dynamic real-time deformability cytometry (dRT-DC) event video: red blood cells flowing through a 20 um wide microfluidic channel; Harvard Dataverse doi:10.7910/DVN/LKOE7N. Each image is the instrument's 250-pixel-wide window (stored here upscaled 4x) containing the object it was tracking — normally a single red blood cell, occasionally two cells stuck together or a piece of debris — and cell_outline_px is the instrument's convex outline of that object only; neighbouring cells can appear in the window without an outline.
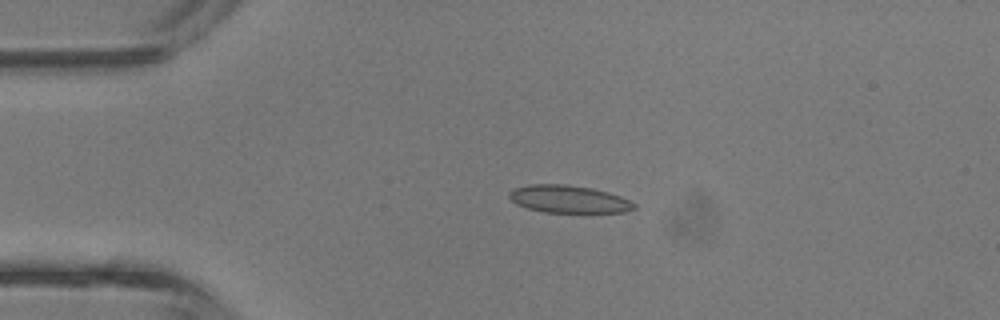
{"species": "common noctule bat (a hibernating species)", "species_latin": "Nyctalus noctula", "temperature_condition": "room temperature", "stored_images_in_passage": 33, "camera_frame_rate_fps": 3000, "um_per_image_px": 0.085, "animal": {"sex": "male", "body_mass_g": 13.3}, "frame": {"image": 1, "passage_image": 1, "time_ms": 0.0, "image_size_px": [1000, 320], "cell_outline_px": [[636, 208], [624, 212], [544, 212], [528, 208], [516, 204], [508, 196], [508, 192], [512, 188], [528, 184], [568, 184], [592, 188], [608, 192], [620, 196], [636, 204]], "centroid_in_image_um": [48.3, 16.91], "position_along_channel_um": 36.7, "area_um2": 20.11}}
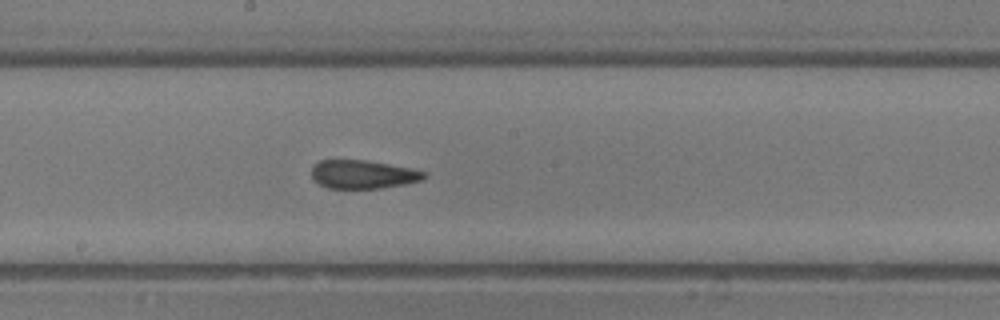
{"frame": {"image": 2, "passage_image": 14, "time_ms": 4.333, "image_size_px": [1000, 320], "cell_outline_px": [[428, 176], [424, 180], [404, 184], [380, 188], [328, 188], [312, 180], [312, 168], [320, 160], [368, 160], [412, 168], [428, 172]], "centroid_in_image_um": [30.91, 14.82], "position_along_channel_um": 217.3, "area_um2": 18.84}}
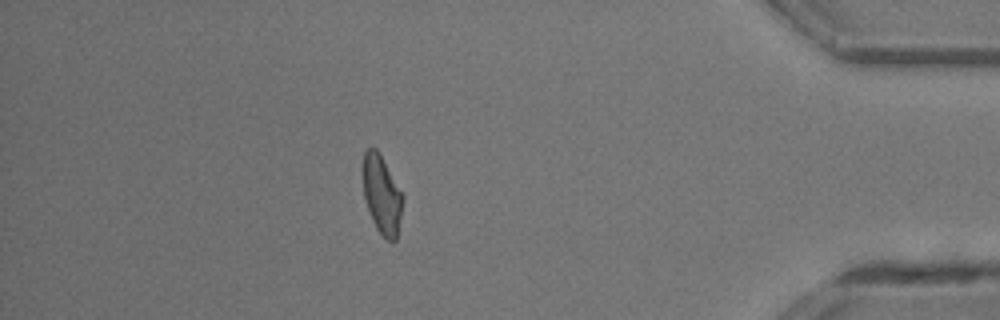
{"frame": {"image": 3, "passage_image": 28, "time_ms": 9.0, "image_size_px": [1000, 320], "cell_outline_px": [[404, 200], [396, 240], [388, 240], [376, 228], [372, 220], [364, 196], [364, 152], [368, 148], [376, 148], [404, 196]], "centroid_in_image_um": [32.48, 16.57], "position_along_channel_um": 402.7, "area_um2": 17.69}, "authors_computed_cell_mechanics": {"area_um2": 19.1318, "velocity_mm_per_s": 4.963, "shape_relaxation_time_tau1_ms": 4.6077, "shape_relaxation_time_tau2_ms": 0.9682, "deformation_change_tau1": 0.1551, "deformation_change_tau2": 0.0894}}